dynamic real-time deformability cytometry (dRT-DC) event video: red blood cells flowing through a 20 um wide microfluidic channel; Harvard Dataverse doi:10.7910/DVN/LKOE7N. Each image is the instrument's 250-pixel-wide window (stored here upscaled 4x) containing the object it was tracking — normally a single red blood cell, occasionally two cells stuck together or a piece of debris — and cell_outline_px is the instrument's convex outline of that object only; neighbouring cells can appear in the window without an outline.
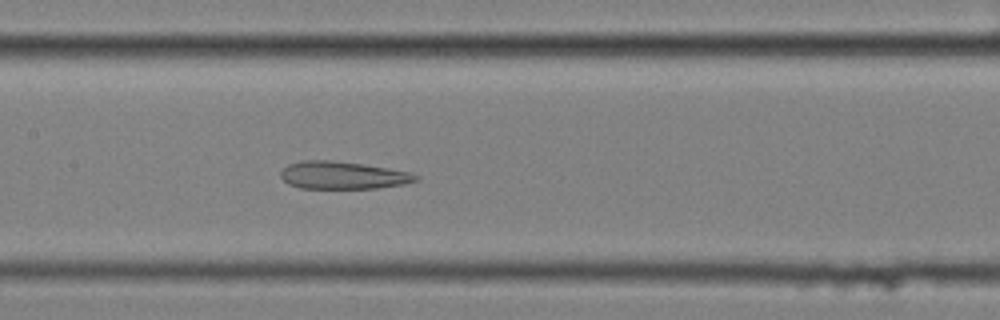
{"species": "common noctule bat (a hibernating species)", "species_latin": "Nyctalus noctula", "temperature_condition": "cold", "stored_images_in_passage": 57, "camera_frame_rate_fps": 3000, "um_per_image_px": 0.085, "animal": {"sex": "female", "body_mass_g": 25.1}, "frame": {"image": 1, "passage_image": 27, "time_ms": 8.667, "image_size_px": [1000, 320], "cell_outline_px": [[420, 180], [404, 184], [376, 188], [300, 188], [288, 184], [280, 176], [280, 172], [288, 164], [304, 160], [332, 160], [360, 164], [412, 172], [420, 176]], "centroid_in_image_um": [29.15, 14.9], "position_along_channel_um": 178.2, "area_um2": 21.68}}
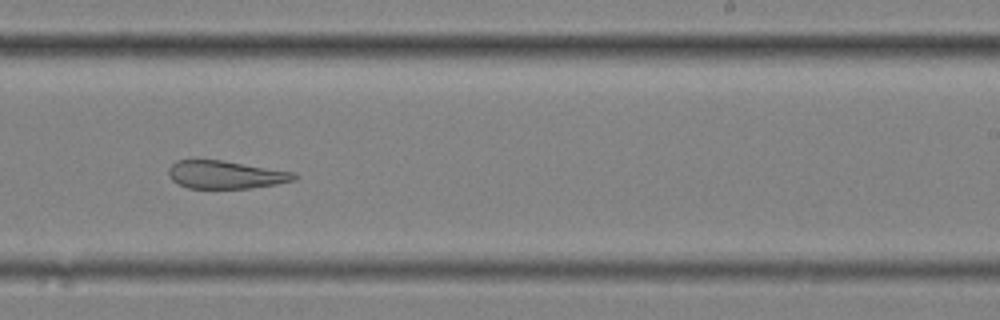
{"frame": {"image": 2, "passage_image": 35, "time_ms": 11.333, "image_size_px": [1000, 320], "cell_outline_px": [[300, 176], [296, 180], [276, 184], [248, 188], [188, 188], [172, 180], [168, 172], [168, 168], [176, 160], [196, 156], [296, 172]], "centroid_in_image_um": [19.15, 14.8], "position_along_channel_um": 269.9, "area_um2": 21.1}}
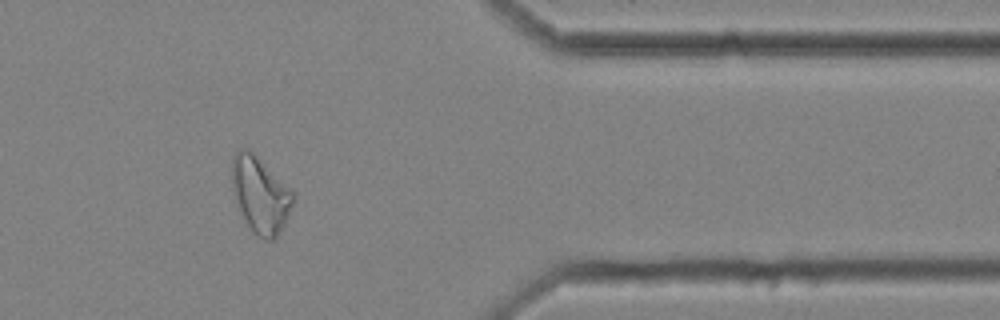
{"frame": {"image": 3, "passage_image": 47, "time_ms": 15.333, "image_size_px": [1000, 320], "cell_outline_px": [[292, 204], [288, 216], [280, 232], [272, 240], [268, 240], [252, 232], [240, 208], [232, 188], [232, 156], [240, 148], [248, 148], [292, 188]], "centroid_in_image_um": [22.13, 16.51], "position_along_channel_um": 389.3, "area_um2": 26.65}, "authors_computed_cell_mechanics": {"area_um2": 27.744, "velocity_mm_per_s": 3.4439, "shape_relaxation_time_tau1_ms": null, "shape_relaxation_time_tau2_ms": 4.3164, "deformation_change_tau1": null, "deformation_change_tau2": 0.1515}}